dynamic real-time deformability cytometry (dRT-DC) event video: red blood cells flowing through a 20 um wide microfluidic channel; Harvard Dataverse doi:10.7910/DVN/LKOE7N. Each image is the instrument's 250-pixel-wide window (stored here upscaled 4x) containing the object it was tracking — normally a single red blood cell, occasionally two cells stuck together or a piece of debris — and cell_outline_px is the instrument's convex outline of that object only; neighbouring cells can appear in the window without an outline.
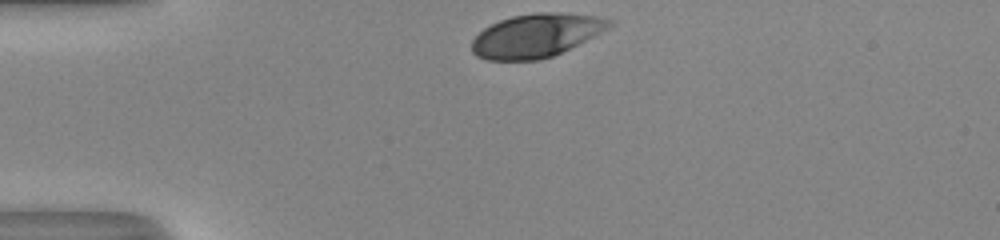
{"species": "human", "species_latin": "Homo sapiens", "temperature_condition": "room temperature", "stored_images_in_passage": 30, "camera_frame_rate_fps": 3000, "um_per_image_px": 0.085, "donor": {"sex": "male"}, "frame": {"image": 1, "passage_image": 1, "time_ms": 0.0, "image_size_px": [1000, 240], "cell_outline_px": [[612, 24], [600, 32], [552, 56], [540, 60], [488, 60], [476, 56], [472, 52], [472, 40], [484, 28], [500, 20], [512, 16], [536, 12], [560, 12], [596, 16], [612, 20]], "centroid_in_image_um": [45.52, 3.01], "position_along_channel_um": 39.5, "area_um2": 34.33}}
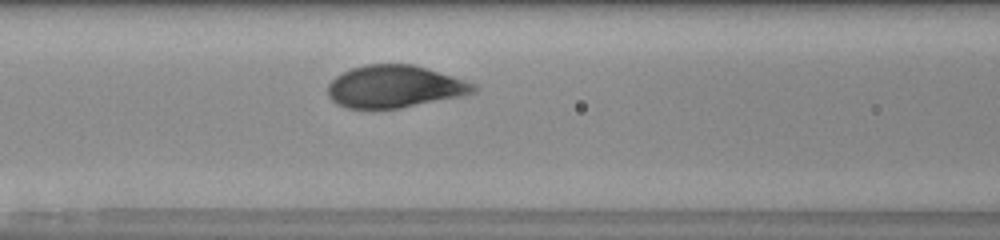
{"frame": {"image": 2, "passage_image": 11, "time_ms": 3.333, "image_size_px": [1000, 240], "cell_outline_px": [[476, 92], [460, 96], [400, 108], [348, 108], [336, 104], [328, 96], [328, 84], [336, 76], [352, 68], [364, 64], [412, 64], [452, 76], [476, 84]], "centroid_in_image_um": [33.52, 7.36], "position_along_channel_um": 133.1, "area_um2": 35.66}}
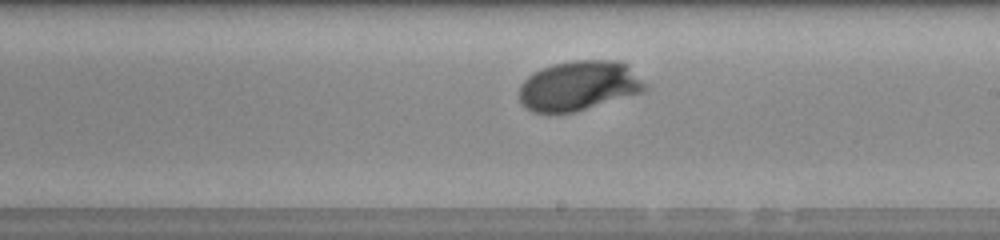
{"frame": {"image": 3, "passage_image": 19, "time_ms": 6.0, "image_size_px": [1000, 240], "cell_outline_px": [[648, 88], [644, 92], [576, 112], [532, 112], [524, 108], [520, 104], [520, 84], [532, 72], [540, 68], [552, 64], [572, 60], [620, 60], [648, 84]], "centroid_in_image_um": [49.2, 7.29], "position_along_channel_um": 239.8, "area_um2": 36.88}, "authors_computed_cell_mechanics": {"area_um2": 36.0094, "velocity_mm_per_s": 4.0232, "shape_relaxation_time_tau1_ms": 2.703, "shape_relaxation_time_tau2_ms": null, "deformation_change_tau1": 0.1586, "deformation_change_tau2": null}}